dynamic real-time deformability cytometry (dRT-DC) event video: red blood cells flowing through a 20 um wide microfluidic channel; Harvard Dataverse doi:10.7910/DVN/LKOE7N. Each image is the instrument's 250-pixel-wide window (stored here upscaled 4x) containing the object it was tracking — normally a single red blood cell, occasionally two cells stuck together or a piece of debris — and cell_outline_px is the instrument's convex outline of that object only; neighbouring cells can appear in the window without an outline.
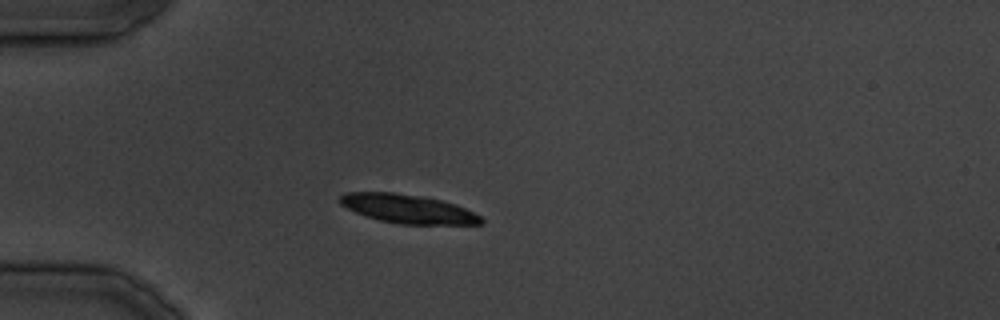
{"species": "common noctule bat (a hibernating species)", "species_latin": "Nyctalus noctula", "temperature_condition": "cold", "stored_images_in_passage": 19, "camera_frame_rate_fps": 3000, "um_per_image_px": 0.085, "animal": {"sex": "male", "body_mass_g": 19.5, "forearm_length_mm": 54.6}, "frame": {"image": 1, "passage_image": 9, "time_ms": 9.333, "image_size_px": [1000, 320], "cell_outline_px": [[484, 224], [400, 224], [380, 220], [356, 212], [340, 204], [340, 196], [344, 192], [392, 192], [420, 196], [440, 200], [456, 204], [480, 216], [484, 220]], "centroid_in_image_um": [34.67, 17.75], "position_along_channel_um": 50.3, "area_um2": 23.41}}